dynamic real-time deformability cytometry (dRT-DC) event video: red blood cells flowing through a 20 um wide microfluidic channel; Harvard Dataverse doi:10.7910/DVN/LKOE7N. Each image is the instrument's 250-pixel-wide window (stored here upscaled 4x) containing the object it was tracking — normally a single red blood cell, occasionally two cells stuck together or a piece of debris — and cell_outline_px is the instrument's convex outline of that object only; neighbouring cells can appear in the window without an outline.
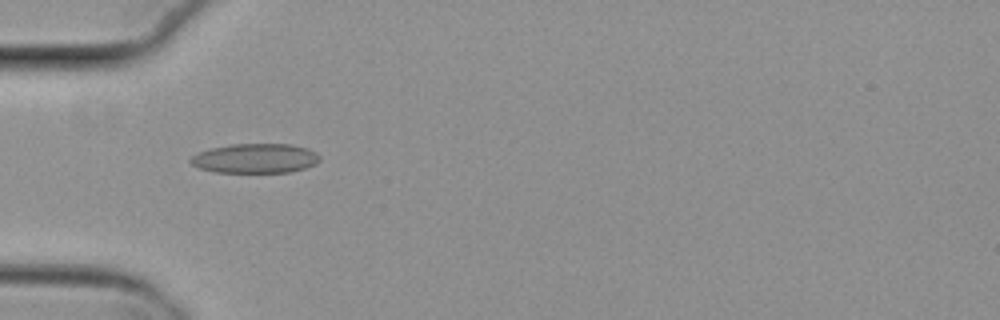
{"species": "common noctule bat (a hibernating species)", "species_latin": "Nyctalus noctula", "temperature_condition": "cold", "stored_images_in_passage": 49, "camera_frame_rate_fps": 3000, "um_per_image_px": 0.085, "animal": {"sex": "female", "body_mass_g": 29.2, "forearm_length_mm": 56.3}, "frame": {"image": 1, "passage_image": 18, "time_ms": 5.667, "image_size_px": [1000, 320], "cell_outline_px": [[320, 160], [316, 164], [304, 168], [288, 172], [216, 172], [200, 168], [192, 164], [188, 160], [192, 156], [208, 148], [232, 144], [292, 144], [308, 148], [316, 152], [320, 156]], "centroid_in_image_um": [21.71, 13.45], "position_along_channel_um": 63.3, "area_um2": 22.25}}
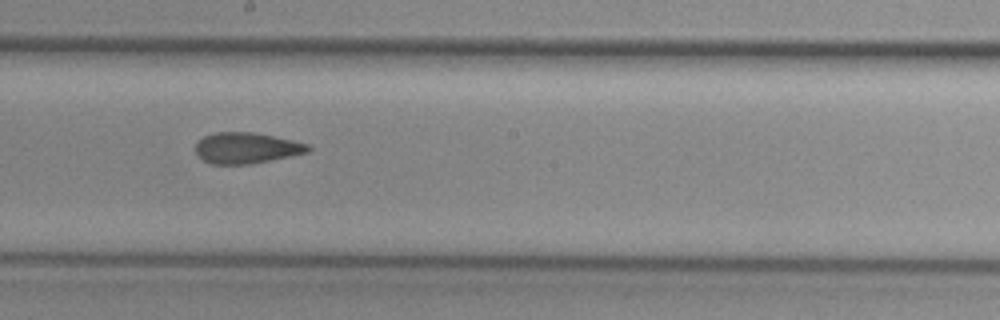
{"frame": {"image": 2, "passage_image": 31, "time_ms": 10.0, "image_size_px": [1000, 320], "cell_outline_px": [[312, 148], [308, 152], [292, 156], [252, 164], [212, 164], [204, 160], [196, 152], [196, 144], [204, 136], [216, 132], [252, 132], [292, 140], [308, 144]], "centroid_in_image_um": [20.97, 12.58], "position_along_channel_um": 227.2, "area_um2": 20.17}}
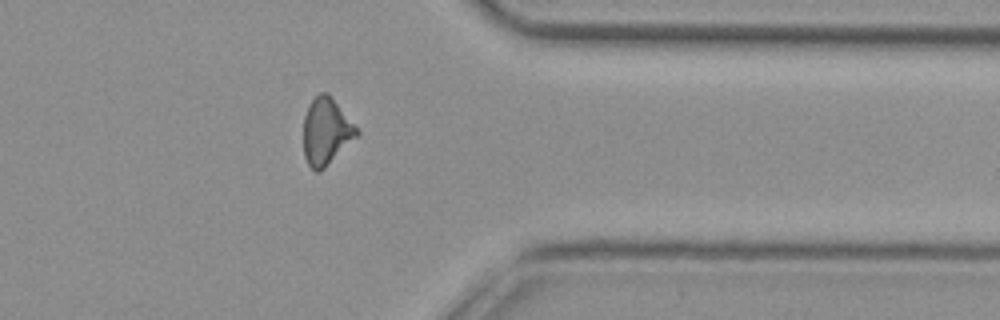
{"frame": {"image": 3, "passage_image": 44, "time_ms": 14.333, "image_size_px": [1000, 320], "cell_outline_px": [[360, 136], [320, 172], [316, 172], [308, 164], [304, 156], [304, 116], [308, 104], [320, 92], [328, 92], [332, 96], [360, 132]], "centroid_in_image_um": [27.75, 11.18], "position_along_channel_um": 383.7, "area_um2": 21.04}, "authors_computed_cell_mechanics": {"area_um2": 21.0392, "velocity_mm_per_s": 3.8347, "shape_relaxation_time_tau1_ms": null, "shape_relaxation_time_tau2_ms": 2.8536, "deformation_change_tau1": null, "deformation_change_tau2": 0.086}}